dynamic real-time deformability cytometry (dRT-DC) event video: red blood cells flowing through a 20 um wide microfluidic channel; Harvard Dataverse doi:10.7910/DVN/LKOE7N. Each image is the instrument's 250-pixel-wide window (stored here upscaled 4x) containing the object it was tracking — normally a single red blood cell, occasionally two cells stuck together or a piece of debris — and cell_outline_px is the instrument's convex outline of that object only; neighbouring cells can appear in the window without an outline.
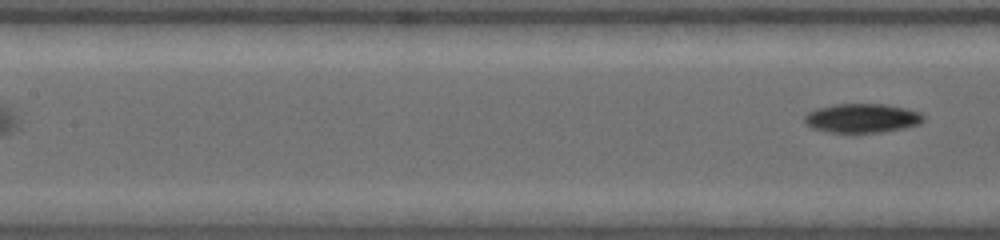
{"species": "common noctule bat (a hibernating species)", "species_latin": "Nyctalus noctula", "temperature_condition": "warm", "stored_images_in_passage": 6, "segment_of_instrument_passage": [2, 2], "camera_frame_rate_fps": 4500, "um_per_image_px": 0.085, "animal": {"sex": "female", "body_mass_g": 19.0, "forearm_length_mm": 53.3}, "frame": {"image": 1, "passage_image": 6, "time_ms": 4.0, "image_size_px": [1000, 240], "cell_outline_px": [[924, 120], [920, 124], [904, 128], [880, 132], [828, 132], [812, 128], [804, 120], [804, 116], [808, 112], [816, 108], [836, 104], [888, 104], [920, 112], [924, 116]], "centroid_in_image_um": [73.29, 10.03], "position_along_channel_um": 134.1, "area_um2": 20.11}}